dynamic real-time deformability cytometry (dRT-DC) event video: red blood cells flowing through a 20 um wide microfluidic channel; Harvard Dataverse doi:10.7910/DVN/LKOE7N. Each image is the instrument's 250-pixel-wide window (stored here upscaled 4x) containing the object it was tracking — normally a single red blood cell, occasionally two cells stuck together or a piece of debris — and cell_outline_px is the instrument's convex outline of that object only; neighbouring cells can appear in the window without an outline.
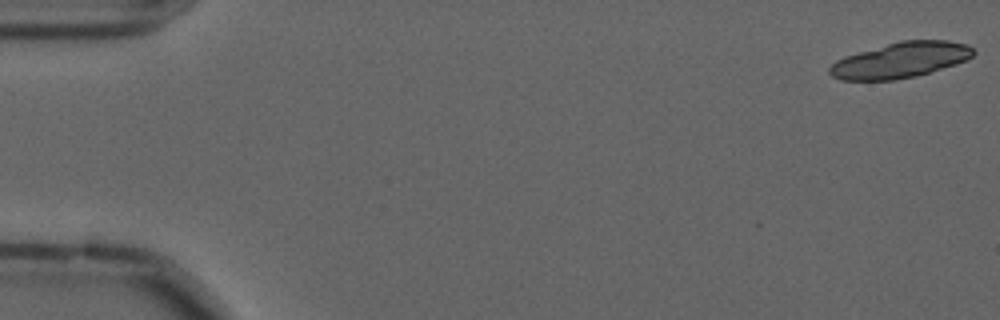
{"species": "common noctule bat (a hibernating species)", "species_latin": "Nyctalus noctula", "temperature_condition": "cold", "stored_images_in_passage": 20, "camera_frame_rate_fps": 3000, "um_per_image_px": 0.085, "animal": {"sex": "male", "forearm_length_mm": 52.5}, "frame": {"image": 1, "passage_image": 1, "time_ms": 0.0, "image_size_px": [1000, 320], "cell_outline_px": [[976, 52], [968, 60], [956, 64], [916, 76], [896, 80], [840, 80], [832, 76], [828, 72], [828, 68], [836, 60], [844, 56], [900, 40], [948, 40], [968, 44]], "centroid_in_image_um": [76.55, 5.11], "position_along_channel_um": 8.5, "area_um2": 29.94}}